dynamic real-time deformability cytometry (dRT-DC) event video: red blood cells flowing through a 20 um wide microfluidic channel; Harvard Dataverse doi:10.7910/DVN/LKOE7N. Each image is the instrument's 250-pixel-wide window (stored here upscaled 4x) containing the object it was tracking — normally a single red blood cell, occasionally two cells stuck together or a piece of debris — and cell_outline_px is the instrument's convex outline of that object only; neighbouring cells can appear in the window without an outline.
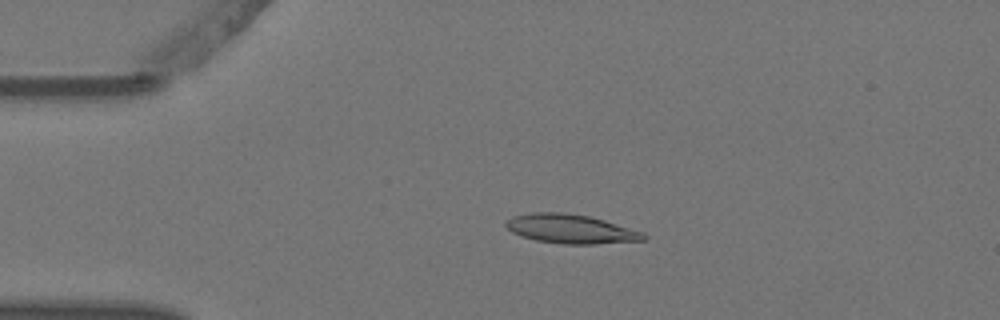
{"species": "Egyptian fruit bat (a non-hibernating species)", "species_latin": "Rousettus aegyptiacus", "temperature_condition": "warm", "stored_images_in_passage": 4, "camera_frame_rate_fps": 3000, "um_per_image_px": 0.085, "animal": {"sex": "female"}, "frame": {"image": 1, "passage_image": 3, "time_ms": 0.667, "image_size_px": [1000, 320], "cell_outline_px": [[648, 236], [644, 240], [596, 244], [564, 244], [536, 240], [520, 236], [512, 232], [504, 224], [512, 216], [528, 212], [564, 212], [588, 216], [604, 220], [644, 232]], "centroid_in_image_um": [48.51, 19.45], "position_along_channel_um": 36.5, "area_um2": 23.41}}